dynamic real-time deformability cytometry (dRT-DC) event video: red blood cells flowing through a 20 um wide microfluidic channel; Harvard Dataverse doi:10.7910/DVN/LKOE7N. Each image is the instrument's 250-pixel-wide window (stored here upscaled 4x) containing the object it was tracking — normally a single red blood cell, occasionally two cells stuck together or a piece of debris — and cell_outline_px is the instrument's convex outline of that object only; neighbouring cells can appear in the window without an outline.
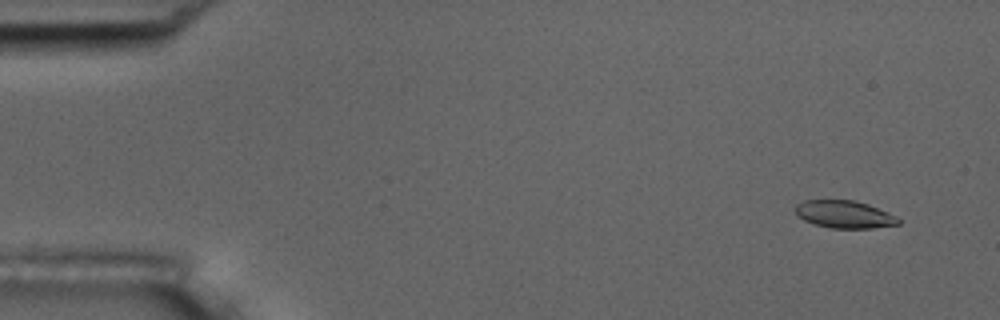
{"species": "common noctule bat (a hibernating species)", "species_latin": "Nyctalus noctula", "temperature_condition": "room temperature", "stored_images_in_passage": 5, "segment_of_instrument_passage": [1, 2], "camera_frame_rate_fps": 3000, "um_per_image_px": 0.085, "animal": {"sex": "male", "body_mass_g": 17.5, "forearm_length_mm": 52.3}, "frame": {"image": 1, "passage_image": 1, "time_ms": 0.0, "image_size_px": [1000, 320], "cell_outline_px": [[900, 224], [872, 228], [832, 228], [816, 224], [804, 220], [796, 212], [796, 204], [804, 200], [852, 200], [868, 204], [888, 212], [896, 216], [900, 220]], "centroid_in_image_um": [71.8, 18.21], "position_along_channel_um": 13.2, "area_um2": 16.36}}
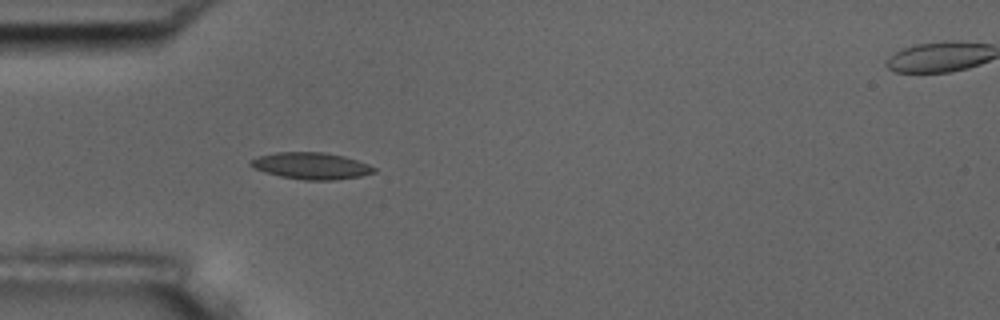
{"frame": {"image": 2, "passage_image": 4, "time_ms": 4.333, "image_size_px": [1000, 320], "cell_outline_px": [[376, 172], [360, 176], [332, 180], [304, 180], [280, 176], [264, 172], [248, 164], [248, 160], [260, 156], [276, 152], [324, 152], [344, 156], [368, 164], [376, 168]], "centroid_in_image_um": [26.44, 14.09], "position_along_channel_um": 58.6, "area_um2": 19.13}}